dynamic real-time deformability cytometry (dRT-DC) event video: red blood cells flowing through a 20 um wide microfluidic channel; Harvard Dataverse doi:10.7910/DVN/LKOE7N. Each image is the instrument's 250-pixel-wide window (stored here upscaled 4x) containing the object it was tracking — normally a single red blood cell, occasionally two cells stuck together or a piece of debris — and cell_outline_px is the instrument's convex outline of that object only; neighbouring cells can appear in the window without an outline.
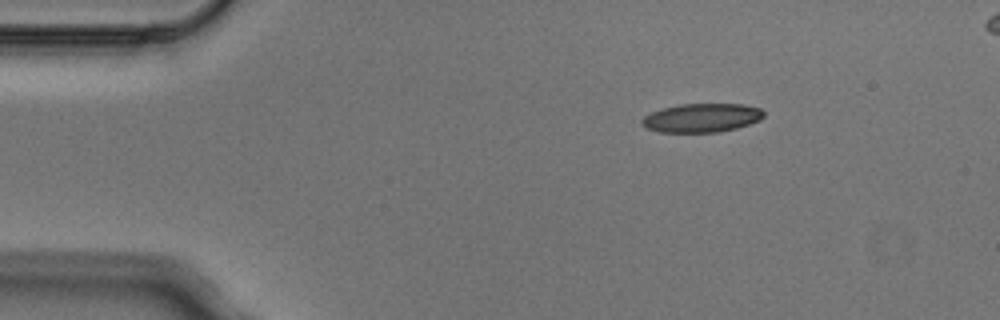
{"species": "Egyptian fruit bat (a non-hibernating species)", "species_latin": "Rousettus aegyptiacus", "temperature_condition": "cold", "stored_images_in_passage": 2, "camera_frame_rate_fps": 3000, "um_per_image_px": 0.085, "animal": {"sex": "male"}, "frame": {"image": 1, "passage_image": 2, "time_ms": 0.333, "image_size_px": [1000, 320], "cell_outline_px": [[764, 116], [760, 120], [736, 128], [720, 132], [660, 132], [644, 128], [640, 124], [640, 120], [644, 116], [660, 108], [680, 104], [744, 104], [760, 108], [764, 112]], "centroid_in_image_um": [59.61, 10.01], "position_along_channel_um": 25.4, "area_um2": 20.63}}